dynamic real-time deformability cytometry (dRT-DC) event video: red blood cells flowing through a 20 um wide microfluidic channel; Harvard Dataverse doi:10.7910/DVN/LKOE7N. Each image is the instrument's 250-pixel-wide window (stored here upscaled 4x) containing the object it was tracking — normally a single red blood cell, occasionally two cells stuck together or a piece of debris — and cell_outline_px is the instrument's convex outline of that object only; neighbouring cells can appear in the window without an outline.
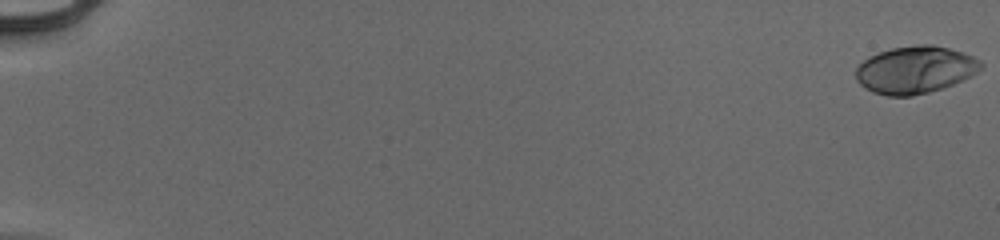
{"species": "human", "species_latin": "Homo sapiens", "temperature_condition": "cold", "stored_images_in_passage": 55, "camera_frame_rate_fps": 3000, "um_per_image_px": 0.085, "donor": {"sex": "male"}, "frame": {"image": 1, "passage_image": 1, "time_ms": 0.0, "image_size_px": [1000, 240], "cell_outline_px": [[984, 64], [972, 76], [952, 84], [928, 92], [912, 96], [888, 96], [872, 92], [864, 88], [856, 80], [856, 68], [868, 56], [892, 48], [920, 44], [932, 44], [948, 48], [972, 56], [980, 60]], "centroid_in_image_um": [77.76, 5.93], "position_along_channel_um": 7.2, "area_um2": 34.33}}
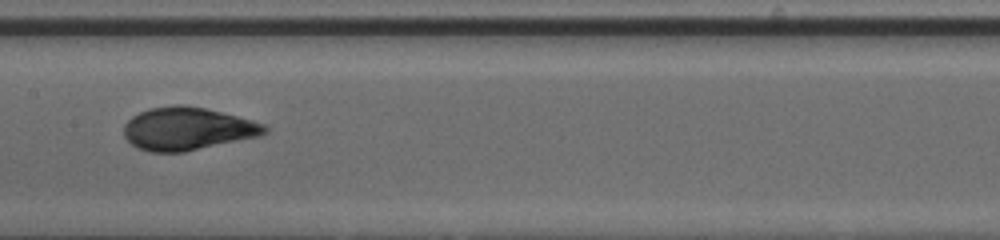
{"frame": {"image": 2, "passage_image": 31, "time_ms": 10.0, "image_size_px": [1000, 240], "cell_outline_px": [[268, 132], [260, 136], [184, 152], [148, 152], [136, 148], [124, 136], [124, 124], [132, 116], [148, 108], [176, 104], [184, 104], [204, 108], [252, 120], [264, 124], [268, 128]], "centroid_in_image_um": [15.91, 10.94], "position_along_channel_um": 191.5, "area_um2": 35.26}}
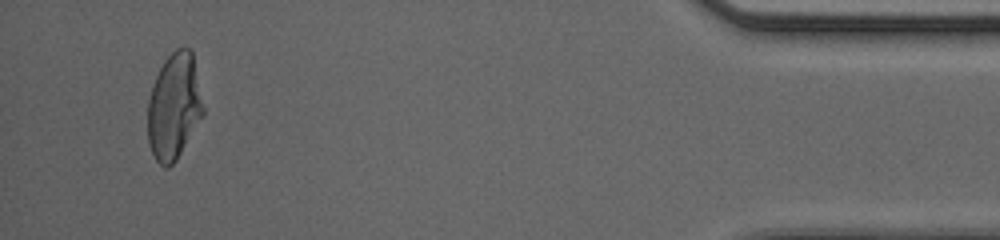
{"frame": {"image": 3, "passage_image": 53, "time_ms": 17.333, "image_size_px": [1000, 240], "cell_outline_px": [[204, 116], [176, 160], [168, 168], [164, 168], [156, 160], [152, 152], [148, 140], [148, 100], [152, 84], [164, 60], [176, 48], [188, 48], [192, 52], [204, 108]], "centroid_in_image_um": [14.8, 9.07], "position_along_channel_um": 420.4, "area_um2": 34.33}, "authors_computed_cell_mechanics": {"area_um2": 34.0442, "velocity_mm_per_s": 3.9536, "shape_relaxation_time_tau1_ms": 4.4471, "shape_relaxation_time_tau2_ms": null, "deformation_change_tau1": 0.2029, "deformation_change_tau2": null}}